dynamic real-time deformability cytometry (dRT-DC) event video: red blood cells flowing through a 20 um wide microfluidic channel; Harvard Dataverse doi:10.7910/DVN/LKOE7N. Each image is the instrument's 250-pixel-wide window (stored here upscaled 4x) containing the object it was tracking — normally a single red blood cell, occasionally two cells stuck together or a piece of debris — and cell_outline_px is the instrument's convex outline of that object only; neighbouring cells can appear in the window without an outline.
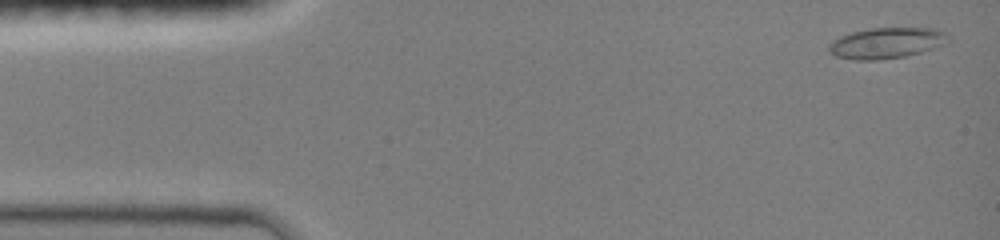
{"species": "common noctule bat (a hibernating species)", "species_latin": "Nyctalus noctula", "temperature_condition": "room temperature", "stored_images_in_passage": 45, "camera_frame_rate_fps": 3000, "um_per_image_px": 0.085, "animal": {"sex": "female", "body_mass_g": 19.0, "forearm_length_mm": 51.5}, "frame": {"image": 1, "passage_image": 2, "time_ms": 0.333, "image_size_px": [1000, 240], "cell_outline_px": [[948, 40], [944, 44], [920, 52], [904, 56], [876, 60], [856, 60], [836, 56], [828, 48], [828, 44], [840, 36], [852, 32], [868, 28], [936, 28]], "centroid_in_image_um": [75.28, 3.65], "position_along_channel_um": 9.7, "area_um2": 20.98}}
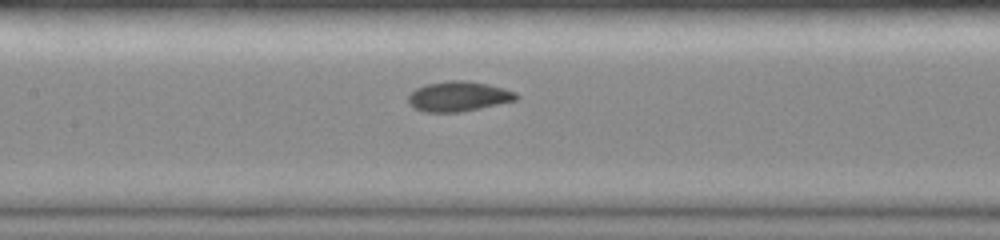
{"frame": {"image": 2, "passage_image": 22, "time_ms": 7.0, "image_size_px": [1000, 240], "cell_outline_px": [[520, 96], [516, 100], [480, 108], [460, 112], [424, 112], [412, 108], [408, 104], [408, 96], [416, 88], [424, 84], [448, 80], [468, 80], [488, 84], [504, 88], [516, 92]], "centroid_in_image_um": [38.95, 8.19], "position_along_channel_um": 168.5, "area_um2": 19.13}}
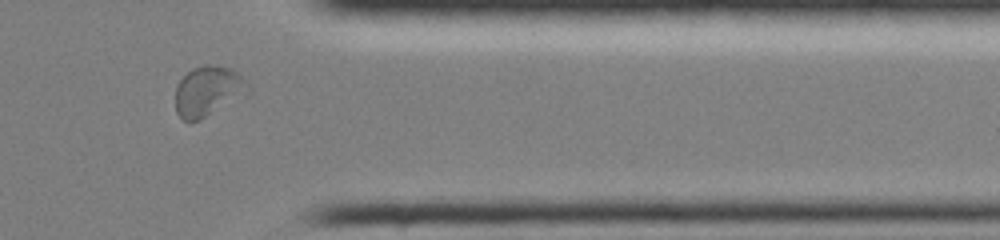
{"frame": {"image": 3, "passage_image": 39, "time_ms": 12.667, "image_size_px": [1000, 240], "cell_outline_px": [[252, 92], [248, 96], [200, 120], [184, 120], [176, 112], [176, 84], [192, 68], [228, 68], [236, 72], [252, 88]], "centroid_in_image_um": [17.74, 7.82], "position_along_channel_um": 393.7, "area_um2": 20.98}, "authors_computed_cell_mechanics": {"area_um2": 19.0162, "velocity_mm_per_s": 4.006, "shape_relaxation_time_tau1_ms": 3.1956, "shape_relaxation_time_tau2_ms": null, "deformation_change_tau1": 0.1384, "deformation_change_tau2": null}}